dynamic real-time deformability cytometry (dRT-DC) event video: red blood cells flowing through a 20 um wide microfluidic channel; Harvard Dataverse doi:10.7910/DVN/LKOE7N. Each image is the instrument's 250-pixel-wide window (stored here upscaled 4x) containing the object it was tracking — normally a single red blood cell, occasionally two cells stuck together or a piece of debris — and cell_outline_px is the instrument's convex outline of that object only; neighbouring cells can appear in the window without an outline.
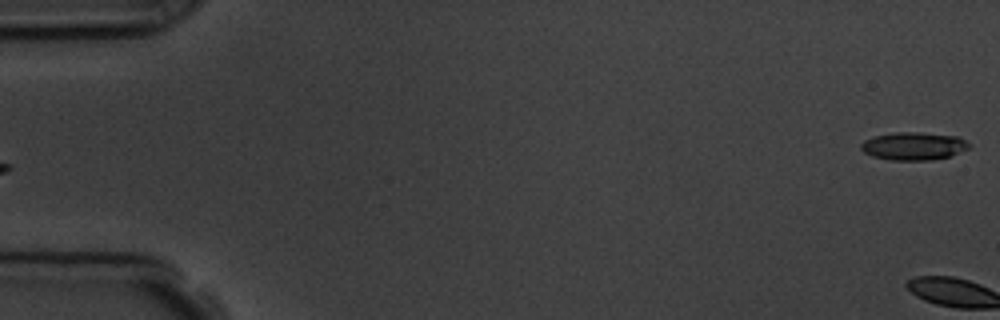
{"species": "common noctule bat (a hibernating species)", "species_latin": "Nyctalus noctula", "temperature_condition": "room temperature", "stored_images_in_passage": 5, "segment_of_instrument_passage": [2, 2], "camera_frame_rate_fps": 3000, "um_per_image_px": 0.085, "animal": {"sex": "male", "body_mass_g": 19.5, "forearm_length_mm": 54.6}, "frame": {"image": 1, "passage_image": 5, "time_ms": 4.667, "image_size_px": [1000, 320], "cell_outline_px": [[972, 144], [968, 148], [948, 156], [932, 160], [892, 160], [872, 156], [864, 152], [860, 148], [860, 144], [864, 140], [872, 136], [896, 132], [920, 132], [960, 136]], "centroid_in_image_um": [77.65, 12.4], "position_along_channel_um": 7.3, "area_um2": 17.69}}